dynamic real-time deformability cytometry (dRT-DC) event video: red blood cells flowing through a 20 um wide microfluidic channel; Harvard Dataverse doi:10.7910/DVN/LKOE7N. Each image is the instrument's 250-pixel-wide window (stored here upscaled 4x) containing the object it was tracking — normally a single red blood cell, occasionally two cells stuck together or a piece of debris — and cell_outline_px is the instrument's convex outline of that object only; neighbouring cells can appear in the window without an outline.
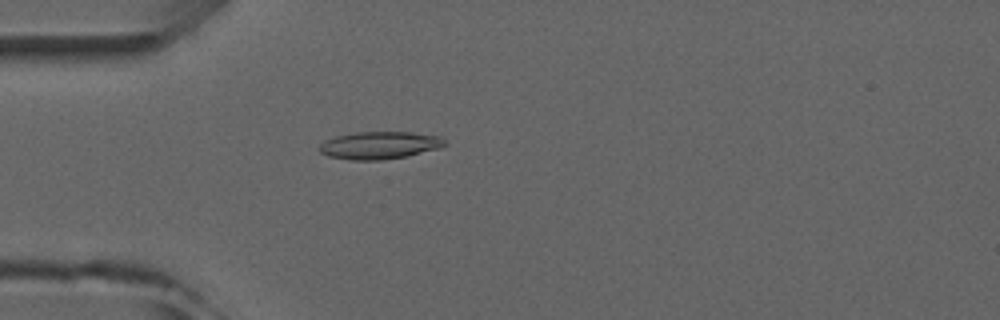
{"species": "common noctule bat (a hibernating species)", "species_latin": "Nyctalus noctula", "temperature_condition": "room temperature", "stored_images_in_passage": 1, "camera_frame_rate_fps": 3000, "um_per_image_px": 0.085, "animal": {"sex": "male", "forearm_length_mm": 52.5}, "frame": {"image": 1, "passage_image": 1, "time_ms": 0.0, "image_size_px": [1000, 320], "cell_outline_px": [[448, 144], [440, 148], [404, 156], [380, 160], [352, 160], [328, 156], [320, 152], [320, 144], [324, 140], [336, 136], [356, 132], [412, 132], [440, 136]], "centroid_in_image_um": [32.26, 12.34], "position_along_channel_um": 52.7, "area_um2": 20.0}}